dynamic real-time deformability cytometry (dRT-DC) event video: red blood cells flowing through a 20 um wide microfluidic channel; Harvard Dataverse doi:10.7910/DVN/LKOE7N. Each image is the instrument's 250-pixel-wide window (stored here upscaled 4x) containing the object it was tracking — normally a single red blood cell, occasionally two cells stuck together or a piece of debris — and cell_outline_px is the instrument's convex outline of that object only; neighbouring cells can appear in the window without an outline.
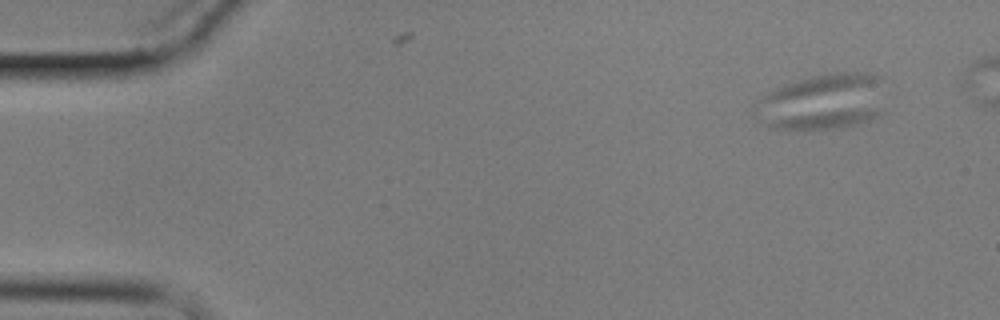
{"species": "common noctule bat (a hibernating species)", "species_latin": "Nyctalus noctula", "temperature_condition": "cold", "stored_images_in_passage": 3, "camera_frame_rate_fps": 3000, "um_per_image_px": 0.085, "animal": {"sex": "male", "body_mass_g": 17.9}, "frame": {"image": 1, "passage_image": 2, "time_ms": 1.333, "image_size_px": [1000, 320], "cell_outline_px": [[884, 112], [880, 116], [872, 120], [836, 128], [768, 128], [768, 124], [772, 120], [792, 116], [824, 112], [864, 108], [876, 108]], "centroid_in_image_um": [70.32, 10.13], "position_along_channel_um": 14.7, "area_um2": 10.81}}